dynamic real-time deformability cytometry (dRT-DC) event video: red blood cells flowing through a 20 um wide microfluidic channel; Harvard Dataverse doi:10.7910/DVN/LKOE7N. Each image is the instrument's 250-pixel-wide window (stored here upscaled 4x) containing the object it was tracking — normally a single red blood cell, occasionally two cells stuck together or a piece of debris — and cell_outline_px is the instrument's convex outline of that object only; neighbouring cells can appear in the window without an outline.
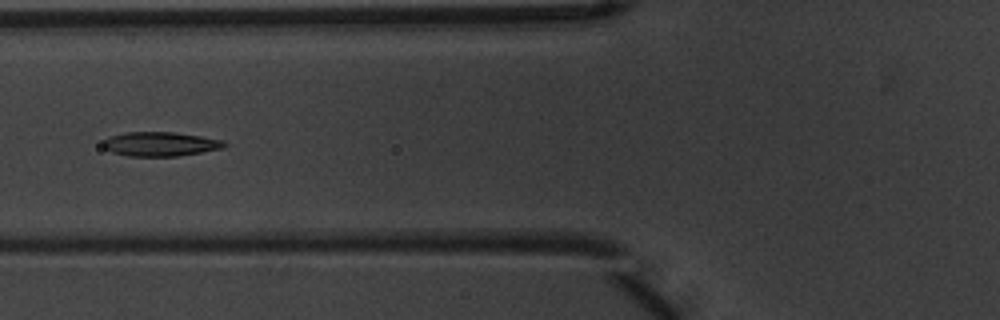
{"species": "common noctule bat (a hibernating species)", "species_latin": "Nyctalus noctula", "temperature_condition": "warm", "stored_images_in_passage": 6, "camera_frame_rate_fps": 3000, "um_per_image_px": 0.085, "animal": {"sex": "male", "body_mass_g": 20.1, "forearm_length_mm": 53.5}, "frame": {"image": 1, "passage_image": 6, "time_ms": 1.667, "image_size_px": [1000, 320], "cell_outline_px": [[228, 144], [224, 148], [176, 156], [128, 156], [112, 152], [104, 148], [100, 144], [108, 136], [124, 132], [172, 132], [200, 136], [224, 140]], "centroid_in_image_um": [13.59, 12.24], "position_along_channel_um": 112.2, "area_um2": 17.22}}